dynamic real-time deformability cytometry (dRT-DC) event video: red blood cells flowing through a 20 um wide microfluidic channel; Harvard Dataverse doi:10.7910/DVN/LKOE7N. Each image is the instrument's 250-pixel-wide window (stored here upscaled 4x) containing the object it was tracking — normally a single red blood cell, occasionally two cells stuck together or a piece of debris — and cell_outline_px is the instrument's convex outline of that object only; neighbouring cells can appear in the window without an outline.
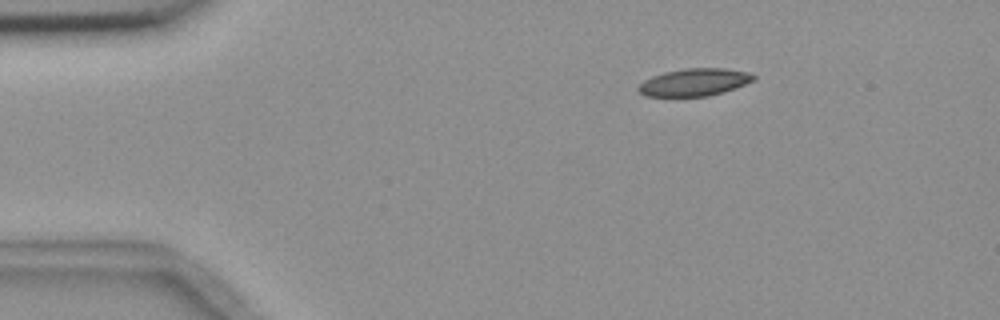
{"species": "common noctule bat (a hibernating species)", "species_latin": "Nyctalus noctula", "temperature_condition": "room temperature", "stored_images_in_passage": 4, "camera_frame_rate_fps": 3000, "um_per_image_px": 0.085, "animal": {"sex": "female", "body_mass_g": 18.4}, "frame": {"image": 1, "passage_image": 2, "time_ms": 2.0, "image_size_px": [1000, 320], "cell_outline_px": [[756, 80], [736, 88], [724, 92], [708, 96], [644, 96], [636, 88], [644, 80], [652, 76], [664, 72], [684, 68], [724, 68], [748, 72], [756, 76]], "centroid_in_image_um": [59.04, 6.99], "position_along_channel_um": 26.0, "area_um2": 18.55}}